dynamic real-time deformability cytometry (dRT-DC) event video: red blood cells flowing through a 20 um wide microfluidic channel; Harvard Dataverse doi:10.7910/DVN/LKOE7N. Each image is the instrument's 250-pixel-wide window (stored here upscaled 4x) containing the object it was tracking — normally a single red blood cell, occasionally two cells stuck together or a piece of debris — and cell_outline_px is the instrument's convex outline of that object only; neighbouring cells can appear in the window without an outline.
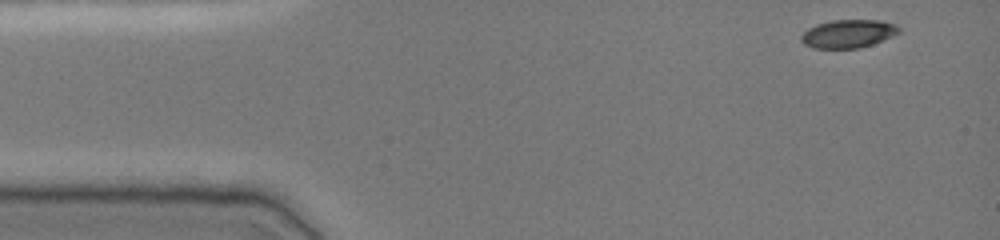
{"species": "common noctule bat (a hibernating species)", "species_latin": "Nyctalus noctula", "temperature_condition": "cold", "stored_images_in_passage": 41, "camera_frame_rate_fps": 3000, "um_per_image_px": 0.085, "animal": {"sex": "female", "body_mass_g": 19.0, "forearm_length_mm": 51.5}, "frame": {"image": 1, "passage_image": 1, "time_ms": 0.0, "image_size_px": [1000, 240], "cell_outline_px": [[900, 32], [892, 36], [872, 44], [860, 48], [812, 48], [804, 44], [800, 40], [800, 36], [808, 28], [816, 24], [832, 20], [880, 20], [896, 24], [900, 28]], "centroid_in_image_um": [72.08, 2.86], "position_along_channel_um": 12.9, "area_um2": 16.13}}
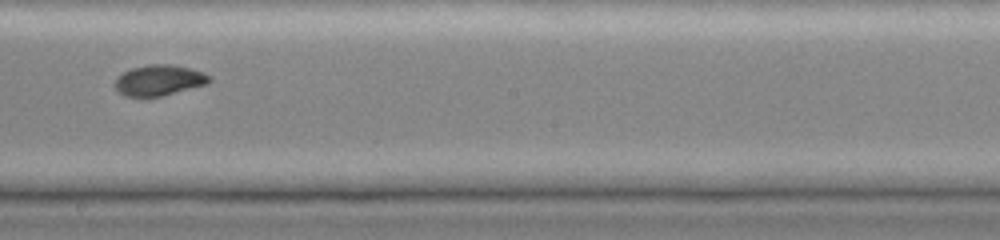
{"frame": {"image": 2, "passage_image": 25, "time_ms": 8.0, "image_size_px": [1000, 240], "cell_outline_px": [[212, 80], [208, 84], [164, 96], [124, 96], [116, 88], [116, 80], [124, 72], [132, 68], [148, 64], [172, 64], [192, 68], [204, 72], [212, 76]], "centroid_in_image_um": [13.62, 6.81], "position_along_channel_um": 234.6, "area_um2": 16.99}}
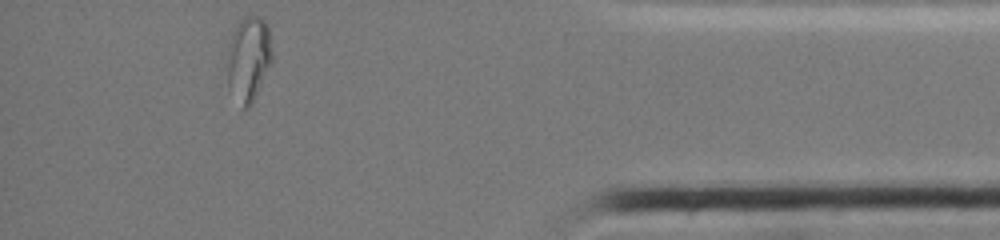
{"frame": {"image": 3, "passage_image": 41, "time_ms": 13.333, "image_size_px": [1000, 240], "cell_outline_px": [[272, 60], [252, 104], [248, 108], [240, 108], [228, 88], [224, 60], [228, 44], [232, 32], [236, 24], [244, 16], [260, 16], [268, 24], [272, 52]], "centroid_in_image_um": [21.06, 5.01], "position_along_channel_um": 414.1, "area_um2": 23.12}, "authors_computed_cell_mechanics": {"area_um2": 17.1088, "velocity_mm_per_s": 3.9294, "shape_relaxation_time_tau1_ms": 6.9279, "shape_relaxation_time_tau2_ms": 1.0423, "deformation_change_tau1": 0.1798, "deformation_change_tau2": 0.0399}}